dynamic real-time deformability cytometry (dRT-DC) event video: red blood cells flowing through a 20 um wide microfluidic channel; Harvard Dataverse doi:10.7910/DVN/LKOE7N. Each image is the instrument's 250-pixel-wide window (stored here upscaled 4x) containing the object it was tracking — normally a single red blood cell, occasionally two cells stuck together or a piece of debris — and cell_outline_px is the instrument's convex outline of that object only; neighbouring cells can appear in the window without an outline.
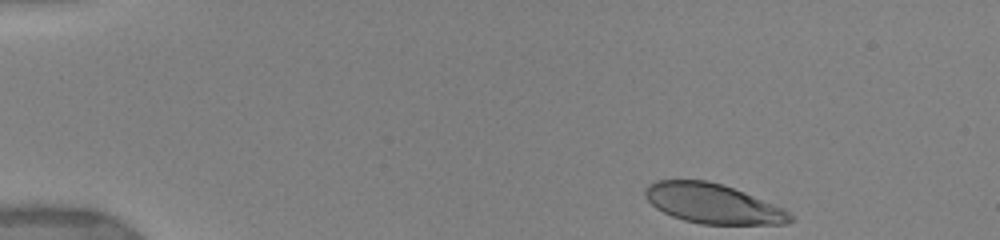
{"species": "human", "species_latin": "Homo sapiens", "temperature_condition": "warm", "stored_images_in_passage": 21, "camera_frame_rate_fps": 3000, "um_per_image_px": 0.085, "donor": {"sex": "female"}, "frame": {"image": 1, "passage_image": 1, "time_ms": 0.0, "image_size_px": [1000, 240], "cell_outline_px": [[796, 220], [788, 224], [700, 224], [684, 220], [672, 216], [656, 208], [644, 196], [644, 188], [648, 184], [656, 180], [708, 180], [724, 184], [784, 208]], "centroid_in_image_um": [60.6, 17.3], "position_along_channel_um": 24.4, "area_um2": 33.76}}
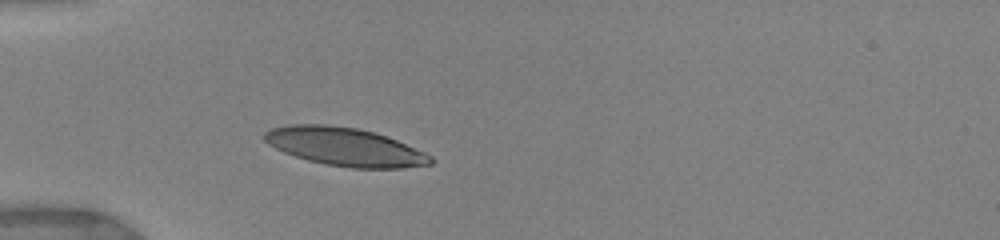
{"frame": {"image": 2, "passage_image": 7, "time_ms": 3.0, "image_size_px": [1000, 240], "cell_outline_px": [[436, 160], [432, 164], [400, 168], [352, 168], [328, 164], [308, 160], [284, 152], [268, 144], [264, 140], [264, 132], [272, 128], [288, 124], [324, 124], [356, 128], [372, 132], [396, 140], [424, 152], [432, 156]], "centroid_in_image_um": [29.31, 12.48], "position_along_channel_um": 55.7, "area_um2": 36.7}}
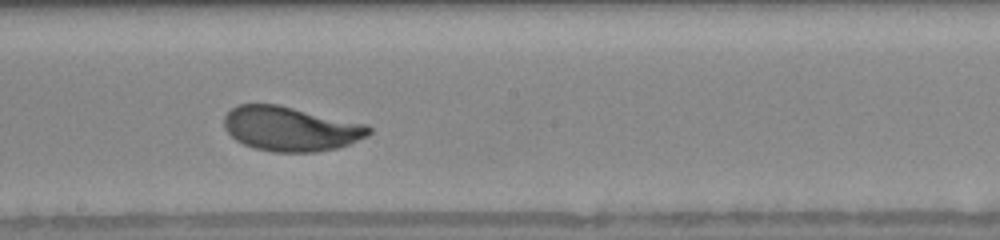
{"frame": {"image": 3, "passage_image": 18, "time_ms": 7.667, "image_size_px": [1000, 240], "cell_outline_px": [[372, 132], [368, 136], [340, 148], [316, 152], [272, 152], [252, 148], [236, 140], [224, 128], [224, 116], [232, 108], [240, 104], [276, 104], [368, 124], [372, 128]], "centroid_in_image_um": [24.73, 10.96], "position_along_channel_um": 223.5, "area_um2": 37.8}}